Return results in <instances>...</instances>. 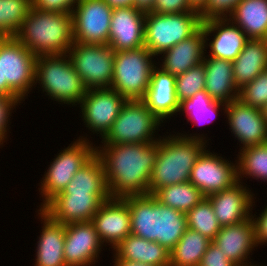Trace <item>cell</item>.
Listing matches in <instances>:
<instances>
[{
  "label": "cell",
  "instance_id": "6da1fadb",
  "mask_svg": "<svg viewBox=\"0 0 267 266\" xmlns=\"http://www.w3.org/2000/svg\"><path fill=\"white\" fill-rule=\"evenodd\" d=\"M103 146H96V154L104 166L110 197L149 194V182L158 154V141Z\"/></svg>",
  "mask_w": 267,
  "mask_h": 266
},
{
  "label": "cell",
  "instance_id": "7a4b0ae2",
  "mask_svg": "<svg viewBox=\"0 0 267 266\" xmlns=\"http://www.w3.org/2000/svg\"><path fill=\"white\" fill-rule=\"evenodd\" d=\"M123 199L130 210L131 234L155 241L171 251L187 229L186 214L162 204L150 194Z\"/></svg>",
  "mask_w": 267,
  "mask_h": 266
},
{
  "label": "cell",
  "instance_id": "3957f363",
  "mask_svg": "<svg viewBox=\"0 0 267 266\" xmlns=\"http://www.w3.org/2000/svg\"><path fill=\"white\" fill-rule=\"evenodd\" d=\"M181 135L159 138L158 154L149 182L150 195L162 187L188 182L194 163L206 149L208 140H204V136Z\"/></svg>",
  "mask_w": 267,
  "mask_h": 266
},
{
  "label": "cell",
  "instance_id": "277c9868",
  "mask_svg": "<svg viewBox=\"0 0 267 266\" xmlns=\"http://www.w3.org/2000/svg\"><path fill=\"white\" fill-rule=\"evenodd\" d=\"M15 37L36 57L67 54L73 39V16L31 6Z\"/></svg>",
  "mask_w": 267,
  "mask_h": 266
},
{
  "label": "cell",
  "instance_id": "5b68a950",
  "mask_svg": "<svg viewBox=\"0 0 267 266\" xmlns=\"http://www.w3.org/2000/svg\"><path fill=\"white\" fill-rule=\"evenodd\" d=\"M37 82L51 99L67 105L79 104L87 91L68 54L38 56L35 64Z\"/></svg>",
  "mask_w": 267,
  "mask_h": 266
},
{
  "label": "cell",
  "instance_id": "8992f818",
  "mask_svg": "<svg viewBox=\"0 0 267 266\" xmlns=\"http://www.w3.org/2000/svg\"><path fill=\"white\" fill-rule=\"evenodd\" d=\"M36 56L16 37H0L2 96L28 95L35 83Z\"/></svg>",
  "mask_w": 267,
  "mask_h": 266
},
{
  "label": "cell",
  "instance_id": "52a82bcc",
  "mask_svg": "<svg viewBox=\"0 0 267 266\" xmlns=\"http://www.w3.org/2000/svg\"><path fill=\"white\" fill-rule=\"evenodd\" d=\"M202 23L200 12L179 14L148 12L145 18L144 45L154 56H158L195 34Z\"/></svg>",
  "mask_w": 267,
  "mask_h": 266
},
{
  "label": "cell",
  "instance_id": "ba28073f",
  "mask_svg": "<svg viewBox=\"0 0 267 266\" xmlns=\"http://www.w3.org/2000/svg\"><path fill=\"white\" fill-rule=\"evenodd\" d=\"M155 56L145 47L115 52L111 89L127 100L142 99L149 88Z\"/></svg>",
  "mask_w": 267,
  "mask_h": 266
},
{
  "label": "cell",
  "instance_id": "9c48e42d",
  "mask_svg": "<svg viewBox=\"0 0 267 266\" xmlns=\"http://www.w3.org/2000/svg\"><path fill=\"white\" fill-rule=\"evenodd\" d=\"M161 123L141 99L126 100L118 117L102 138V143L137 144L158 141L153 136Z\"/></svg>",
  "mask_w": 267,
  "mask_h": 266
},
{
  "label": "cell",
  "instance_id": "30bf717a",
  "mask_svg": "<svg viewBox=\"0 0 267 266\" xmlns=\"http://www.w3.org/2000/svg\"><path fill=\"white\" fill-rule=\"evenodd\" d=\"M67 54L87 90L111 87L115 51L108 44L73 43Z\"/></svg>",
  "mask_w": 267,
  "mask_h": 266
},
{
  "label": "cell",
  "instance_id": "8fae6325",
  "mask_svg": "<svg viewBox=\"0 0 267 266\" xmlns=\"http://www.w3.org/2000/svg\"><path fill=\"white\" fill-rule=\"evenodd\" d=\"M80 138L81 136L50 162L51 164L42 178L41 188H39L41 196L44 197L39 209L56 194L62 192L74 174L96 154V146H92L93 143L90 144L87 138Z\"/></svg>",
  "mask_w": 267,
  "mask_h": 266
},
{
  "label": "cell",
  "instance_id": "7c38bea8",
  "mask_svg": "<svg viewBox=\"0 0 267 266\" xmlns=\"http://www.w3.org/2000/svg\"><path fill=\"white\" fill-rule=\"evenodd\" d=\"M112 11L104 0H80L72 11L74 43L108 44Z\"/></svg>",
  "mask_w": 267,
  "mask_h": 266
},
{
  "label": "cell",
  "instance_id": "4fadbf2b",
  "mask_svg": "<svg viewBox=\"0 0 267 266\" xmlns=\"http://www.w3.org/2000/svg\"><path fill=\"white\" fill-rule=\"evenodd\" d=\"M189 182L207 197L238 182L237 165L205 149L191 169Z\"/></svg>",
  "mask_w": 267,
  "mask_h": 266
},
{
  "label": "cell",
  "instance_id": "5bb4252c",
  "mask_svg": "<svg viewBox=\"0 0 267 266\" xmlns=\"http://www.w3.org/2000/svg\"><path fill=\"white\" fill-rule=\"evenodd\" d=\"M126 98L111 88L88 89L80 101L82 120L103 138L118 117Z\"/></svg>",
  "mask_w": 267,
  "mask_h": 266
},
{
  "label": "cell",
  "instance_id": "9a60e30c",
  "mask_svg": "<svg viewBox=\"0 0 267 266\" xmlns=\"http://www.w3.org/2000/svg\"><path fill=\"white\" fill-rule=\"evenodd\" d=\"M225 113L228 123L241 148L267 143V121L262 109L244 104L238 98L227 103Z\"/></svg>",
  "mask_w": 267,
  "mask_h": 266
},
{
  "label": "cell",
  "instance_id": "2e32d148",
  "mask_svg": "<svg viewBox=\"0 0 267 266\" xmlns=\"http://www.w3.org/2000/svg\"><path fill=\"white\" fill-rule=\"evenodd\" d=\"M103 201L95 193L56 194L41 210L61 224L91 222Z\"/></svg>",
  "mask_w": 267,
  "mask_h": 266
},
{
  "label": "cell",
  "instance_id": "e0dca14e",
  "mask_svg": "<svg viewBox=\"0 0 267 266\" xmlns=\"http://www.w3.org/2000/svg\"><path fill=\"white\" fill-rule=\"evenodd\" d=\"M102 242L92 222L65 225L64 259L66 266H90L99 257Z\"/></svg>",
  "mask_w": 267,
  "mask_h": 266
},
{
  "label": "cell",
  "instance_id": "ac0fdd59",
  "mask_svg": "<svg viewBox=\"0 0 267 266\" xmlns=\"http://www.w3.org/2000/svg\"><path fill=\"white\" fill-rule=\"evenodd\" d=\"M145 18L134 6L113 8L108 45L115 52L145 46Z\"/></svg>",
  "mask_w": 267,
  "mask_h": 266
},
{
  "label": "cell",
  "instance_id": "d6986e66",
  "mask_svg": "<svg viewBox=\"0 0 267 266\" xmlns=\"http://www.w3.org/2000/svg\"><path fill=\"white\" fill-rule=\"evenodd\" d=\"M91 222L102 244L110 243L113 249L131 234L130 210L123 198L110 197L104 201Z\"/></svg>",
  "mask_w": 267,
  "mask_h": 266
},
{
  "label": "cell",
  "instance_id": "ffe728a7",
  "mask_svg": "<svg viewBox=\"0 0 267 266\" xmlns=\"http://www.w3.org/2000/svg\"><path fill=\"white\" fill-rule=\"evenodd\" d=\"M206 40V48L208 47L209 35L213 32L212 41L209 43L210 54L208 57L234 61L248 38L245 33L235 25L227 17L224 18H209L203 20L202 26Z\"/></svg>",
  "mask_w": 267,
  "mask_h": 266
},
{
  "label": "cell",
  "instance_id": "44dd1931",
  "mask_svg": "<svg viewBox=\"0 0 267 266\" xmlns=\"http://www.w3.org/2000/svg\"><path fill=\"white\" fill-rule=\"evenodd\" d=\"M242 184L238 181L221 192L207 196L221 227L240 223L252 215L254 194Z\"/></svg>",
  "mask_w": 267,
  "mask_h": 266
},
{
  "label": "cell",
  "instance_id": "7402d4cb",
  "mask_svg": "<svg viewBox=\"0 0 267 266\" xmlns=\"http://www.w3.org/2000/svg\"><path fill=\"white\" fill-rule=\"evenodd\" d=\"M212 242L238 266H250V252L257 246L252 216L240 223L222 226Z\"/></svg>",
  "mask_w": 267,
  "mask_h": 266
},
{
  "label": "cell",
  "instance_id": "603a6c76",
  "mask_svg": "<svg viewBox=\"0 0 267 266\" xmlns=\"http://www.w3.org/2000/svg\"><path fill=\"white\" fill-rule=\"evenodd\" d=\"M175 81L176 76L155 66L152 69L149 88L141 99L162 123L179 112L180 102L176 96Z\"/></svg>",
  "mask_w": 267,
  "mask_h": 266
},
{
  "label": "cell",
  "instance_id": "cb8c5ba5",
  "mask_svg": "<svg viewBox=\"0 0 267 266\" xmlns=\"http://www.w3.org/2000/svg\"><path fill=\"white\" fill-rule=\"evenodd\" d=\"M205 47L206 40L201 27L189 38L162 52L164 59L160 68L174 76L183 74L203 62L206 53L204 51H207Z\"/></svg>",
  "mask_w": 267,
  "mask_h": 266
},
{
  "label": "cell",
  "instance_id": "d4e9b609",
  "mask_svg": "<svg viewBox=\"0 0 267 266\" xmlns=\"http://www.w3.org/2000/svg\"><path fill=\"white\" fill-rule=\"evenodd\" d=\"M43 222L41 237L38 238L34 266H66L64 259L65 225L53 221L39 209ZM44 220V221H43Z\"/></svg>",
  "mask_w": 267,
  "mask_h": 266
},
{
  "label": "cell",
  "instance_id": "484cf974",
  "mask_svg": "<svg viewBox=\"0 0 267 266\" xmlns=\"http://www.w3.org/2000/svg\"><path fill=\"white\" fill-rule=\"evenodd\" d=\"M205 91L215 101L230 103L239 96L232 61L205 56Z\"/></svg>",
  "mask_w": 267,
  "mask_h": 266
},
{
  "label": "cell",
  "instance_id": "4316f807",
  "mask_svg": "<svg viewBox=\"0 0 267 266\" xmlns=\"http://www.w3.org/2000/svg\"><path fill=\"white\" fill-rule=\"evenodd\" d=\"M232 69L238 89L267 70V40L248 39L243 50L232 62Z\"/></svg>",
  "mask_w": 267,
  "mask_h": 266
},
{
  "label": "cell",
  "instance_id": "83f0119b",
  "mask_svg": "<svg viewBox=\"0 0 267 266\" xmlns=\"http://www.w3.org/2000/svg\"><path fill=\"white\" fill-rule=\"evenodd\" d=\"M113 250L121 260H129L155 266H170V251L155 241L133 234L123 239Z\"/></svg>",
  "mask_w": 267,
  "mask_h": 266
},
{
  "label": "cell",
  "instance_id": "f1b7e54d",
  "mask_svg": "<svg viewBox=\"0 0 267 266\" xmlns=\"http://www.w3.org/2000/svg\"><path fill=\"white\" fill-rule=\"evenodd\" d=\"M227 18L248 39L267 40V0H241Z\"/></svg>",
  "mask_w": 267,
  "mask_h": 266
},
{
  "label": "cell",
  "instance_id": "f546056e",
  "mask_svg": "<svg viewBox=\"0 0 267 266\" xmlns=\"http://www.w3.org/2000/svg\"><path fill=\"white\" fill-rule=\"evenodd\" d=\"M95 193L103 202L110 198L105 171L100 157L95 154L73 176L58 194Z\"/></svg>",
  "mask_w": 267,
  "mask_h": 266
},
{
  "label": "cell",
  "instance_id": "4dcf8cb0",
  "mask_svg": "<svg viewBox=\"0 0 267 266\" xmlns=\"http://www.w3.org/2000/svg\"><path fill=\"white\" fill-rule=\"evenodd\" d=\"M211 242L201 233L187 228L170 251V266H199Z\"/></svg>",
  "mask_w": 267,
  "mask_h": 266
},
{
  "label": "cell",
  "instance_id": "1f68e13d",
  "mask_svg": "<svg viewBox=\"0 0 267 266\" xmlns=\"http://www.w3.org/2000/svg\"><path fill=\"white\" fill-rule=\"evenodd\" d=\"M153 196L162 204L185 214L205 198L203 193L189 181L162 187Z\"/></svg>",
  "mask_w": 267,
  "mask_h": 266
},
{
  "label": "cell",
  "instance_id": "d6a6232c",
  "mask_svg": "<svg viewBox=\"0 0 267 266\" xmlns=\"http://www.w3.org/2000/svg\"><path fill=\"white\" fill-rule=\"evenodd\" d=\"M221 106H223L222 109L225 111L226 103L213 100L205 90H202L191 98L183 100L180 103L179 112L186 113L188 122L191 121L197 125V123L205 121V123H210L214 119L213 117L218 115L217 112H219L218 110Z\"/></svg>",
  "mask_w": 267,
  "mask_h": 266
},
{
  "label": "cell",
  "instance_id": "836d02e7",
  "mask_svg": "<svg viewBox=\"0 0 267 266\" xmlns=\"http://www.w3.org/2000/svg\"><path fill=\"white\" fill-rule=\"evenodd\" d=\"M238 156V181L243 175L256 180H267V143L242 148Z\"/></svg>",
  "mask_w": 267,
  "mask_h": 266
},
{
  "label": "cell",
  "instance_id": "e575fe53",
  "mask_svg": "<svg viewBox=\"0 0 267 266\" xmlns=\"http://www.w3.org/2000/svg\"><path fill=\"white\" fill-rule=\"evenodd\" d=\"M187 228L201 233L213 241L221 229L210 200L203 198L194 208L186 213Z\"/></svg>",
  "mask_w": 267,
  "mask_h": 266
},
{
  "label": "cell",
  "instance_id": "d590c367",
  "mask_svg": "<svg viewBox=\"0 0 267 266\" xmlns=\"http://www.w3.org/2000/svg\"><path fill=\"white\" fill-rule=\"evenodd\" d=\"M31 6V0H0V37H15Z\"/></svg>",
  "mask_w": 267,
  "mask_h": 266
},
{
  "label": "cell",
  "instance_id": "8d00e7d4",
  "mask_svg": "<svg viewBox=\"0 0 267 266\" xmlns=\"http://www.w3.org/2000/svg\"><path fill=\"white\" fill-rule=\"evenodd\" d=\"M205 66L203 63L176 76L175 89L178 101L189 99L199 91L205 90Z\"/></svg>",
  "mask_w": 267,
  "mask_h": 266
},
{
  "label": "cell",
  "instance_id": "74e56055",
  "mask_svg": "<svg viewBox=\"0 0 267 266\" xmlns=\"http://www.w3.org/2000/svg\"><path fill=\"white\" fill-rule=\"evenodd\" d=\"M238 99L244 104L262 109L267 104V70L240 88Z\"/></svg>",
  "mask_w": 267,
  "mask_h": 266
},
{
  "label": "cell",
  "instance_id": "f35d334b",
  "mask_svg": "<svg viewBox=\"0 0 267 266\" xmlns=\"http://www.w3.org/2000/svg\"><path fill=\"white\" fill-rule=\"evenodd\" d=\"M241 0H208L200 11L203 20L228 17Z\"/></svg>",
  "mask_w": 267,
  "mask_h": 266
},
{
  "label": "cell",
  "instance_id": "ab89813d",
  "mask_svg": "<svg viewBox=\"0 0 267 266\" xmlns=\"http://www.w3.org/2000/svg\"><path fill=\"white\" fill-rule=\"evenodd\" d=\"M184 12H198L189 0H155L152 13L179 14Z\"/></svg>",
  "mask_w": 267,
  "mask_h": 266
},
{
  "label": "cell",
  "instance_id": "60d3db41",
  "mask_svg": "<svg viewBox=\"0 0 267 266\" xmlns=\"http://www.w3.org/2000/svg\"><path fill=\"white\" fill-rule=\"evenodd\" d=\"M21 101L22 99L20 97L0 96V146L5 142L4 139L7 138V124L10 120L8 117L11 116V111Z\"/></svg>",
  "mask_w": 267,
  "mask_h": 266
},
{
  "label": "cell",
  "instance_id": "b9f144b4",
  "mask_svg": "<svg viewBox=\"0 0 267 266\" xmlns=\"http://www.w3.org/2000/svg\"><path fill=\"white\" fill-rule=\"evenodd\" d=\"M80 0H31L32 7L40 11L72 13Z\"/></svg>",
  "mask_w": 267,
  "mask_h": 266
},
{
  "label": "cell",
  "instance_id": "7bdbcfd3",
  "mask_svg": "<svg viewBox=\"0 0 267 266\" xmlns=\"http://www.w3.org/2000/svg\"><path fill=\"white\" fill-rule=\"evenodd\" d=\"M199 266H238L232 260L226 258L222 251L211 242L202 257Z\"/></svg>",
  "mask_w": 267,
  "mask_h": 266
},
{
  "label": "cell",
  "instance_id": "ee69618b",
  "mask_svg": "<svg viewBox=\"0 0 267 266\" xmlns=\"http://www.w3.org/2000/svg\"><path fill=\"white\" fill-rule=\"evenodd\" d=\"M255 227V238L257 246L267 243V206L259 217L251 215ZM255 217V218H254Z\"/></svg>",
  "mask_w": 267,
  "mask_h": 266
},
{
  "label": "cell",
  "instance_id": "f6af8a7d",
  "mask_svg": "<svg viewBox=\"0 0 267 266\" xmlns=\"http://www.w3.org/2000/svg\"><path fill=\"white\" fill-rule=\"evenodd\" d=\"M155 0H134V7L144 13L152 12Z\"/></svg>",
  "mask_w": 267,
  "mask_h": 266
},
{
  "label": "cell",
  "instance_id": "bcb514c9",
  "mask_svg": "<svg viewBox=\"0 0 267 266\" xmlns=\"http://www.w3.org/2000/svg\"><path fill=\"white\" fill-rule=\"evenodd\" d=\"M110 7H130L134 6V0H104Z\"/></svg>",
  "mask_w": 267,
  "mask_h": 266
},
{
  "label": "cell",
  "instance_id": "7dc6e473",
  "mask_svg": "<svg viewBox=\"0 0 267 266\" xmlns=\"http://www.w3.org/2000/svg\"><path fill=\"white\" fill-rule=\"evenodd\" d=\"M113 258H115L114 266H155V265H148V264H143L140 262H134V261H129V260H121V259H118L115 255Z\"/></svg>",
  "mask_w": 267,
  "mask_h": 266
},
{
  "label": "cell",
  "instance_id": "c3c4849f",
  "mask_svg": "<svg viewBox=\"0 0 267 266\" xmlns=\"http://www.w3.org/2000/svg\"><path fill=\"white\" fill-rule=\"evenodd\" d=\"M208 0H189V3L191 6L200 12L206 5H207Z\"/></svg>",
  "mask_w": 267,
  "mask_h": 266
},
{
  "label": "cell",
  "instance_id": "681fc988",
  "mask_svg": "<svg viewBox=\"0 0 267 266\" xmlns=\"http://www.w3.org/2000/svg\"><path fill=\"white\" fill-rule=\"evenodd\" d=\"M0 96H2V71H1V60H0Z\"/></svg>",
  "mask_w": 267,
  "mask_h": 266
},
{
  "label": "cell",
  "instance_id": "f907efd6",
  "mask_svg": "<svg viewBox=\"0 0 267 266\" xmlns=\"http://www.w3.org/2000/svg\"><path fill=\"white\" fill-rule=\"evenodd\" d=\"M262 113L265 120L267 121V104L262 108Z\"/></svg>",
  "mask_w": 267,
  "mask_h": 266
}]
</instances>
